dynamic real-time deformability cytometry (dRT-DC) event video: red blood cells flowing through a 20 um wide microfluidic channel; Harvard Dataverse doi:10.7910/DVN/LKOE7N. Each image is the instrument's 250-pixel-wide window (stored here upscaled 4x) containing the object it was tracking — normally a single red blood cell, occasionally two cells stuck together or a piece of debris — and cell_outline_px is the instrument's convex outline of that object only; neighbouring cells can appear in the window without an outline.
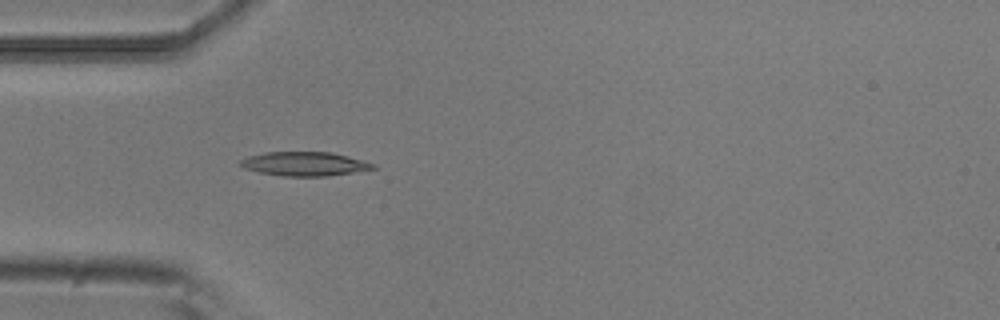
{"species": "common noctule bat (a hibernating species)", "species_latin": "Nyctalus noctula", "temperature_condition": "room temperature", "stored_images_in_passage": 1, "camera_frame_rate_fps": 3000, "um_per_image_px": 0.085, "animal": {"sex": "male", "body_mass_g": 20.5, "forearm_length_mm": 52.5}, "frame": {"image": 1, "passage_image": 1, "time_ms": 0.0, "image_size_px": [1000, 320], "cell_outline_px": [[376, 168], [328, 176], [280, 176], [260, 172], [244, 168], [240, 164], [240, 160], [248, 156], [264, 152], [332, 152], [348, 156], [376, 164]], "centroid_in_image_um": [25.88, 13.92], "position_along_channel_um": 59.1, "area_um2": 18.5}}